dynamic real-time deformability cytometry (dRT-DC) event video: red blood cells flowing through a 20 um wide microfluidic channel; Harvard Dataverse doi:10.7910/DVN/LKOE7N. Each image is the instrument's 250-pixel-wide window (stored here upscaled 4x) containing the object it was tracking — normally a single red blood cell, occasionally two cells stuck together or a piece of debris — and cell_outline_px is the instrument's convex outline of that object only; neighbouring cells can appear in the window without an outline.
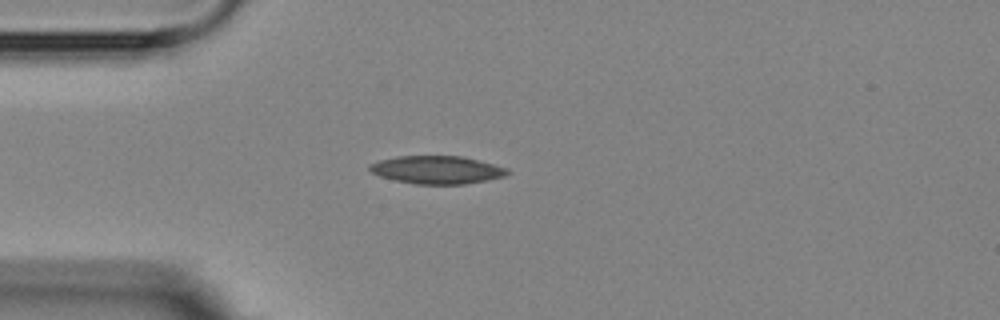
{"species": "Egyptian fruit bat (a non-hibernating species)", "species_latin": "Rousettus aegyptiacus", "temperature_condition": "room temperature", "stored_images_in_passage": 5, "camera_frame_rate_fps": 3000, "um_per_image_px": 0.085, "animal": {"sex": "female"}, "frame": {"image": 1, "passage_image": 4, "time_ms": 4.333, "image_size_px": [1000, 320], "cell_outline_px": [[512, 172], [504, 176], [488, 180], [464, 184], [416, 184], [396, 180], [380, 176], [372, 172], [368, 168], [368, 164], [380, 160], [400, 156], [460, 156], [508, 168]], "centroid_in_image_um": [37.15, 14.44], "position_along_channel_um": 47.9, "area_um2": 22.25}}